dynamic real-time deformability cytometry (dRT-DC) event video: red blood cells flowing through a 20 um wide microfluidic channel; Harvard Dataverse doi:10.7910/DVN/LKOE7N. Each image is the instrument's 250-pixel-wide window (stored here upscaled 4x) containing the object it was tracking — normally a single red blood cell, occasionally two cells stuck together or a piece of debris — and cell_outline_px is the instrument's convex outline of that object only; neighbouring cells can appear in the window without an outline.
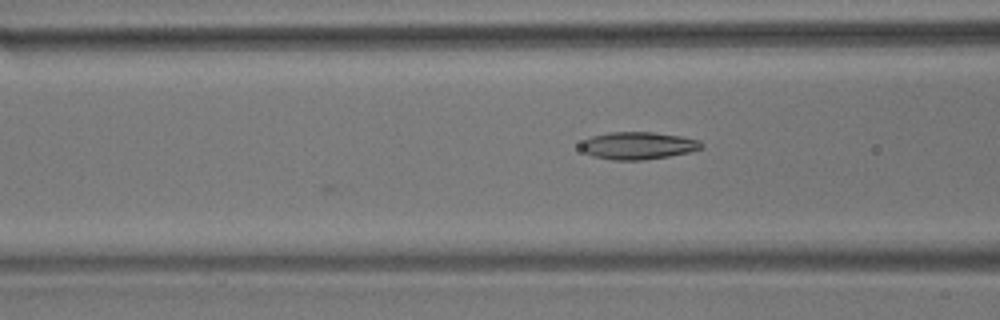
{"species": "common noctule bat (a hibernating species)", "species_latin": "Nyctalus noctula", "temperature_condition": "room temperature", "stored_images_in_passage": 8, "camera_frame_rate_fps": 3000, "um_per_image_px": 0.085, "animal": {"sex": "male", "body_mass_g": 17.9}, "frame": {"image": 1, "passage_image": 8, "time_ms": 2.333, "image_size_px": [1000, 320], "cell_outline_px": [[704, 148], [688, 152], [668, 156], [640, 160], [612, 160], [592, 156], [584, 152], [580, 148], [580, 144], [584, 140], [592, 136], [608, 132], [652, 132], [680, 136], [700, 140], [704, 144]], "centroid_in_image_um": [54.23, 12.37], "position_along_channel_um": 112.4, "area_um2": 19.31}}